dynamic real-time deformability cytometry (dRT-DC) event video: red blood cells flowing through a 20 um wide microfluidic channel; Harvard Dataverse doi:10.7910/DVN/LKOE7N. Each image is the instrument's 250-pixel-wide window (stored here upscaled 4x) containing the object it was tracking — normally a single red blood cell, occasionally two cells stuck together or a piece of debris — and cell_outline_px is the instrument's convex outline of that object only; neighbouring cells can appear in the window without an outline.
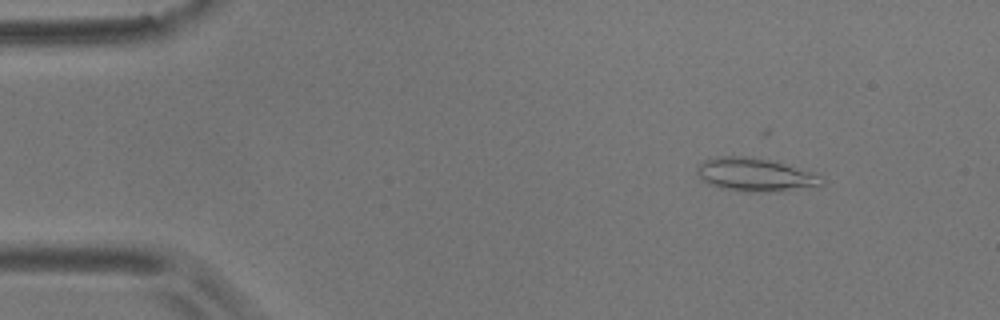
{"species": "common noctule bat (a hibernating species)", "species_latin": "Nyctalus noctula", "temperature_condition": "room temperature", "stored_images_in_passage": 4, "camera_frame_rate_fps": 3000, "um_per_image_px": 0.085, "animal": {"sex": "male", "body_mass_g": 17.9}, "frame": {"image": 1, "passage_image": 2, "time_ms": 0.333, "image_size_px": [1000, 320], "cell_outline_px": [[824, 184], [768, 192], [740, 192], [720, 188], [708, 184], [696, 172], [696, 164], [704, 160], [716, 156], [752, 156], [768, 160], [812, 172], [824, 176]], "centroid_in_image_um": [64.11, 14.84], "position_along_channel_um": 20.9, "area_um2": 24.16}}